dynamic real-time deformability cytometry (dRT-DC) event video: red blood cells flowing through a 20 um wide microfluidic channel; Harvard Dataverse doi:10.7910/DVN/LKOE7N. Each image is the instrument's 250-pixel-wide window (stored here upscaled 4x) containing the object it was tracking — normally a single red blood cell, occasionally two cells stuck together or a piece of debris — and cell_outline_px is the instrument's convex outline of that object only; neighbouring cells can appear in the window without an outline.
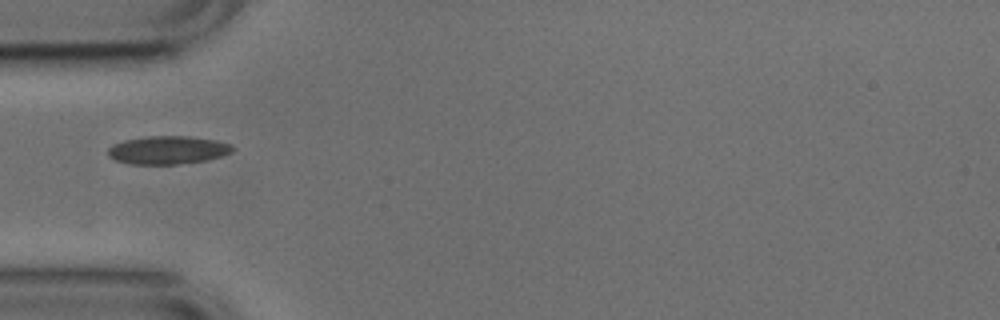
{"species": "common noctule bat (a hibernating species)", "species_latin": "Nyctalus noctula", "temperature_condition": "cold", "stored_images_in_passage": 32, "camera_frame_rate_fps": 3000, "um_per_image_px": 0.085, "animal": {"sex": "male", "body_mass_g": 17.9, "forearm_length_mm": 54.2}, "frame": {"image": 1, "passage_image": 1, "time_ms": 0.0, "image_size_px": [1000, 320], "cell_outline_px": [[236, 148], [232, 152], [208, 160], [176, 164], [132, 164], [116, 160], [108, 156], [108, 148], [112, 144], [124, 140], [148, 136], [188, 136], [216, 140], [232, 144]], "centroid_in_image_um": [14.28, 12.75], "position_along_channel_um": 70.7, "area_um2": 20.52}}
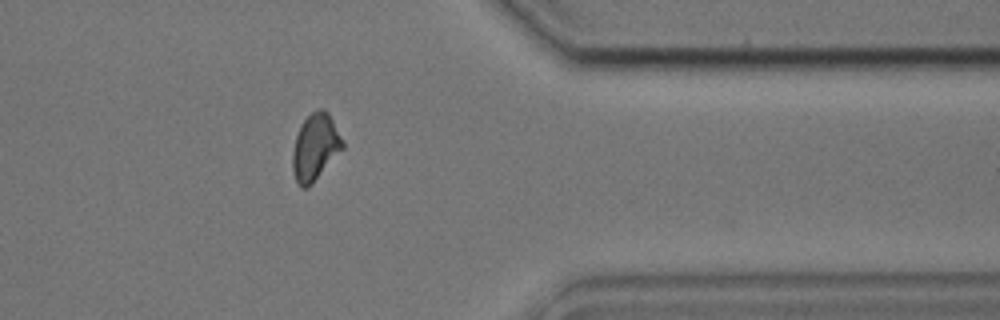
{"frame": {"image": 2, "passage_image": 27, "time_ms": 8.667, "image_size_px": [1000, 320], "cell_outline_px": [[344, 148], [312, 184], [308, 188], [300, 188], [292, 172], [292, 152], [296, 136], [304, 120], [316, 108], [324, 108], [328, 112], [344, 144]], "centroid_in_image_um": [26.78, 12.53], "position_along_channel_um": 384.6, "area_um2": 19.36}, "authors_computed_cell_mechanics": {"area_um2": 19.1029, "velocity_mm_per_s": 3.7845, "shape_relaxation_time_tau1_ms": null, "shape_relaxation_time_tau2_ms": 1.75, "deformation_change_tau1": null, "deformation_change_tau2": 0.0623}}